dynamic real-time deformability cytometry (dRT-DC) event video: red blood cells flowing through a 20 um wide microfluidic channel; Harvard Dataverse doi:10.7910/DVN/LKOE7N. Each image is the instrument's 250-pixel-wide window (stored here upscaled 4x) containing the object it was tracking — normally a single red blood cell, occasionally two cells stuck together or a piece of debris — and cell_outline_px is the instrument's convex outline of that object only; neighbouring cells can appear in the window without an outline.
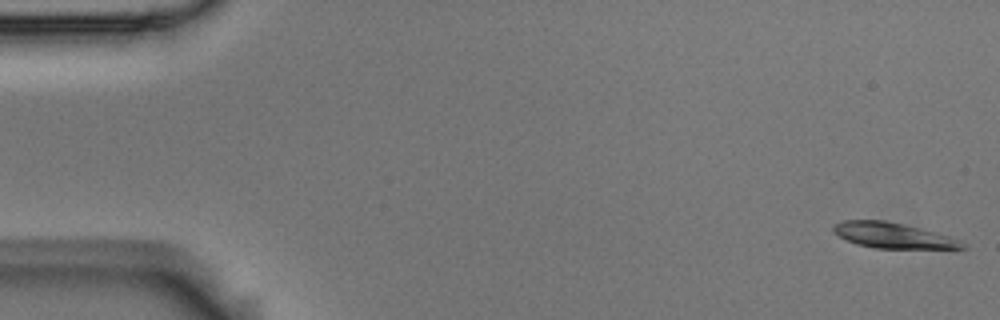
{"species": "Egyptian fruit bat (a non-hibernating species)", "species_latin": "Rousettus aegyptiacus", "temperature_condition": "room temperature", "stored_images_in_passage": 5, "camera_frame_rate_fps": 3000, "um_per_image_px": 0.085, "animal": {"sex": "male"}, "frame": {"image": 1, "passage_image": 1, "time_ms": 0.0, "image_size_px": [1000, 320], "cell_outline_px": [[968, 248], [876, 248], [856, 244], [840, 236], [832, 228], [832, 224], [844, 220], [884, 220], [904, 224], [948, 236], [960, 240], [968, 244]], "centroid_in_image_um": [75.91, 20.01], "position_along_channel_um": 9.1, "area_um2": 18.9}}
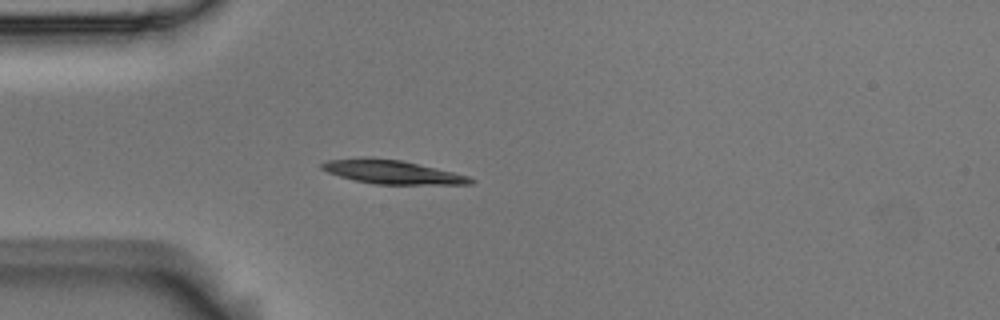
{"frame": {"image": 2, "passage_image": 5, "time_ms": 1.333, "image_size_px": [1000, 320], "cell_outline_px": [[476, 180], [472, 184], [376, 184], [356, 180], [340, 176], [328, 172], [320, 168], [320, 164], [328, 160], [364, 156], [372, 156], [400, 160], [452, 172], [468, 176]], "centroid_in_image_um": [33.28, 14.6], "position_along_channel_um": 51.7, "area_um2": 20.46}}